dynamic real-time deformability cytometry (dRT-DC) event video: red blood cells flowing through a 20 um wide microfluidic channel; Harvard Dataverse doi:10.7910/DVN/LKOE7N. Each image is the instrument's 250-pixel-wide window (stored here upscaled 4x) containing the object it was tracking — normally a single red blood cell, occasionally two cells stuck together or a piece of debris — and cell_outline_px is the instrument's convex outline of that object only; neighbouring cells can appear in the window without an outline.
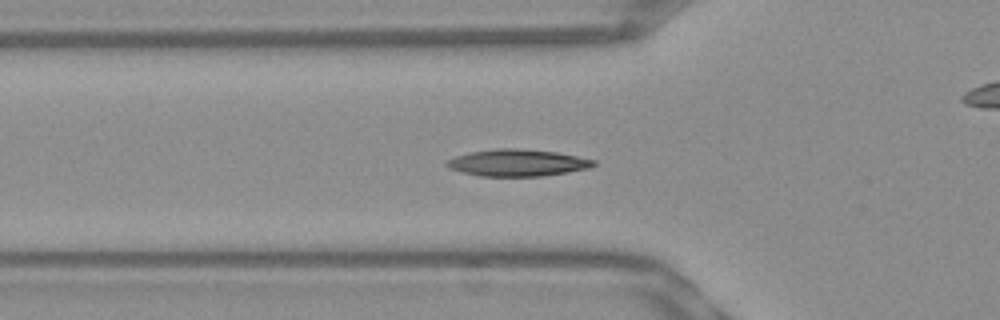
{"species": "Egyptian fruit bat (a non-hibernating species)", "species_latin": "Rousettus aegyptiacus", "temperature_condition": "warm", "stored_images_in_passage": 41, "camera_frame_rate_fps": 3000, "um_per_image_px": 0.085, "frame": {"image": 1, "passage_image": 6, "time_ms": 1.667, "image_size_px": [1000, 320], "cell_outline_px": [[596, 164], [588, 168], [568, 172], [544, 176], [480, 176], [448, 168], [444, 164], [444, 160], [456, 156], [472, 152], [496, 148], [516, 148], [556, 152], [596, 160]], "centroid_in_image_um": [43.96, 13.83], "position_along_channel_um": 81.8, "area_um2": 22.95}}
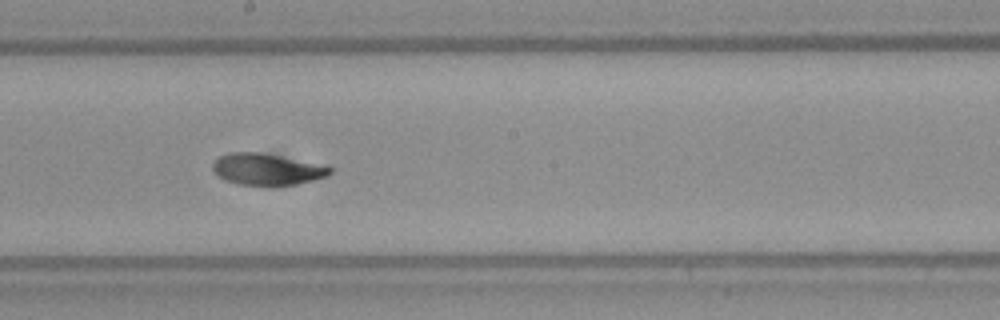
{"frame": {"image": 2, "passage_image": 17, "time_ms": 5.333, "image_size_px": [1000, 320], "cell_outline_px": [[332, 172], [328, 176], [296, 184], [240, 184], [224, 180], [212, 168], [212, 164], [220, 156], [228, 152], [260, 152], [328, 164], [332, 168]], "centroid_in_image_um": [22.76, 14.35], "position_along_channel_um": 225.4, "area_um2": 21.5}}
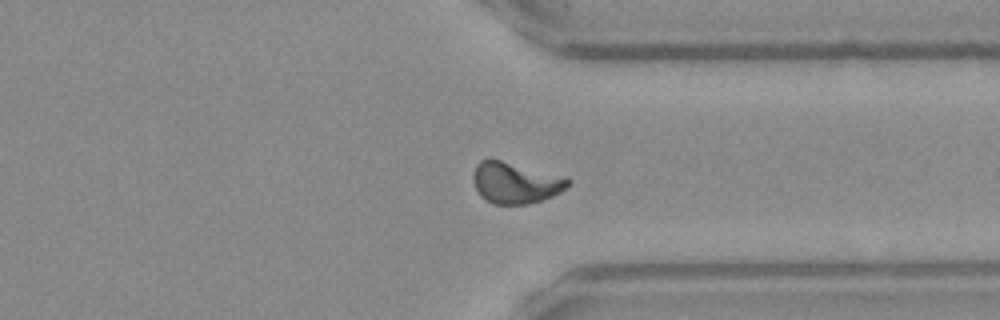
{"frame": {"image": 3, "passage_image": 28, "time_ms": 9.0, "image_size_px": [1000, 320], "cell_outline_px": [[572, 180], [560, 192], [552, 196], [528, 204], [492, 204], [480, 196], [476, 188], [472, 176], [476, 164], [480, 160], [500, 160]], "centroid_in_image_um": [43.74, 15.56], "position_along_channel_um": 367.7, "area_um2": 22.08}, "authors_computed_cell_mechanics": {"area_um2": 21.675, "velocity_mm_per_s": 3.8959, "shape_relaxation_time_tau1_ms": 3.9813, "shape_relaxation_time_tau2_ms": 1.8419, "deformation_change_tau1": 0.1599, "deformation_change_tau2": 0.0712}}